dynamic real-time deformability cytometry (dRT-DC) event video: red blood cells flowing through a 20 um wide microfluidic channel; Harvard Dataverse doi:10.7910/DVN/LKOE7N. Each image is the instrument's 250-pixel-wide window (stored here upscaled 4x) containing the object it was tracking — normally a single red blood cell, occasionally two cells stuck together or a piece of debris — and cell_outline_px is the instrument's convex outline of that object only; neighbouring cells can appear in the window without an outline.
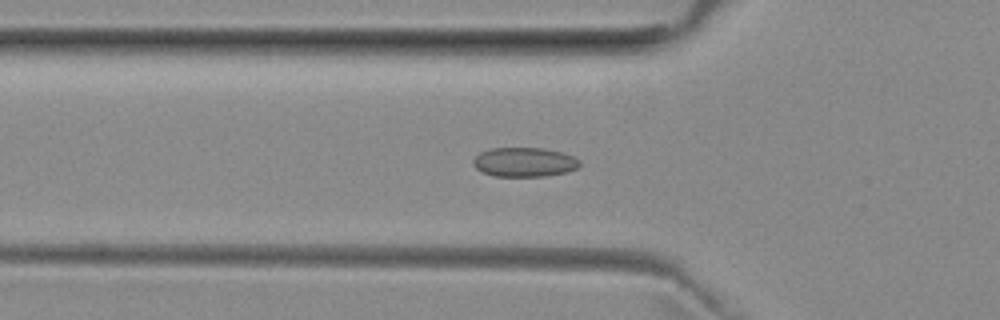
{"species": "common noctule bat (a hibernating species)", "species_latin": "Nyctalus noctula", "temperature_condition": "room temperature", "stored_images_in_passage": 53, "camera_frame_rate_fps": 3000, "um_per_image_px": 0.085, "animal": {"sex": "female", "body_mass_g": 29.2, "forearm_length_mm": 56.3}, "frame": {"image": 1, "passage_image": 18, "time_ms": 5.667, "image_size_px": [1000, 320], "cell_outline_px": [[580, 164], [576, 168], [568, 172], [544, 176], [496, 176], [480, 172], [472, 164], [472, 160], [480, 152], [492, 148], [544, 148], [564, 152], [580, 160]], "centroid_in_image_um": [44.56, 13.78], "position_along_channel_um": 81.2, "area_um2": 18.32}}
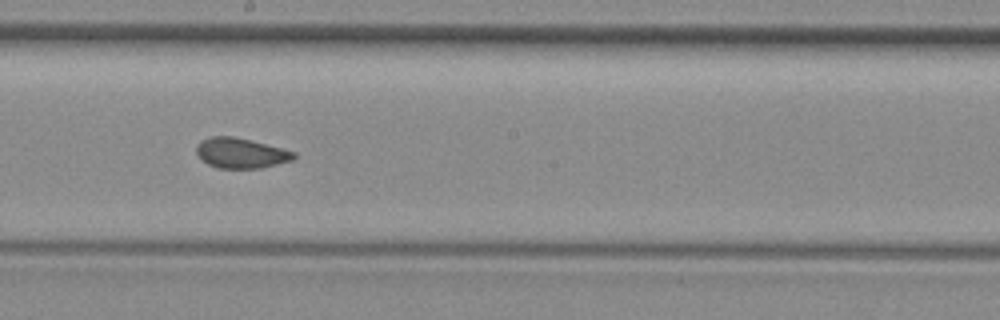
{"frame": {"image": 2, "passage_image": 29, "time_ms": 9.333, "image_size_px": [1000, 320], "cell_outline_px": [[296, 156], [292, 160], [260, 168], [220, 168], [208, 164], [196, 152], [196, 148], [204, 140], [212, 136], [232, 136], [296, 152]], "centroid_in_image_um": [20.49, 13.02], "position_along_channel_um": 227.7, "area_um2": 16.59}}
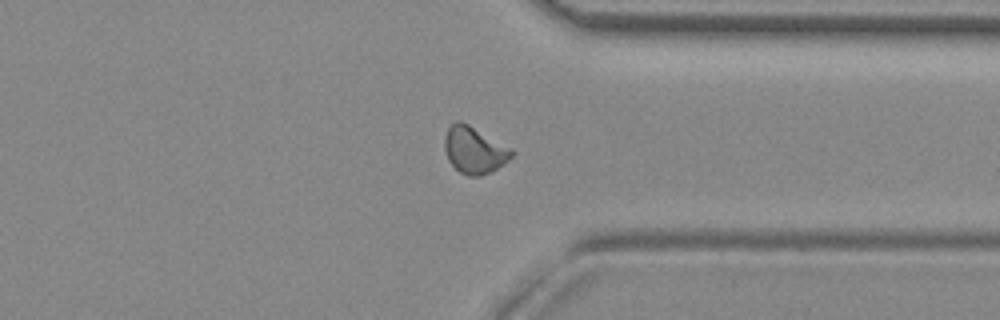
{"frame": {"image": 3, "passage_image": 40, "time_ms": 13.0, "image_size_px": [1000, 320], "cell_outline_px": [[516, 152], [504, 164], [492, 172], [480, 176], [468, 176], [460, 172], [448, 160], [444, 148], [444, 136], [448, 128], [456, 120], [460, 120], [468, 124], [512, 148]], "centroid_in_image_um": [40.32, 12.76], "position_along_channel_um": 371.1, "area_um2": 18.44}, "authors_computed_cell_mechanics": {"area_um2": 17.5712, "velocity_mm_per_s": 3.9845, "shape_relaxation_time_tau1_ms": null, "shape_relaxation_time_tau2_ms": 0.9292, "deformation_change_tau1": null, "deformation_change_tau2": 0.0554}}